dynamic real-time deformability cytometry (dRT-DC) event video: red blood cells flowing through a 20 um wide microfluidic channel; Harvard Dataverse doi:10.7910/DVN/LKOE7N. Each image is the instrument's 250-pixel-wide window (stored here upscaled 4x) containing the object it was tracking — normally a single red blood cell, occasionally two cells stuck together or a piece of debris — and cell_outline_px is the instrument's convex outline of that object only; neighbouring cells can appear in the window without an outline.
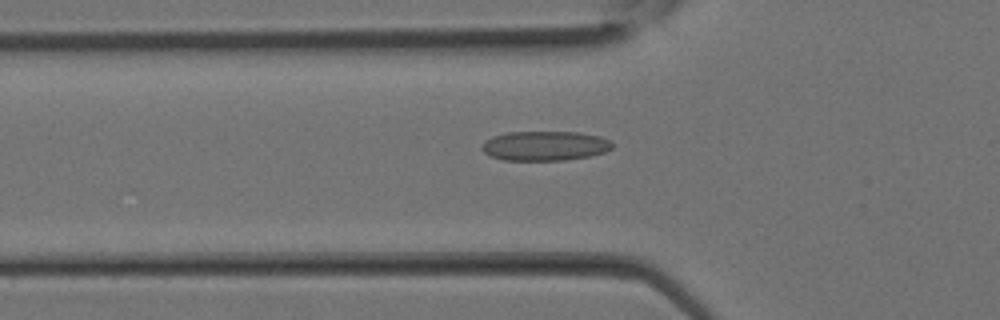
{"species": "Egyptian fruit bat (a non-hibernating species)", "species_latin": "Rousettus aegyptiacus", "temperature_condition": "room temperature", "stored_images_in_passage": 24, "camera_frame_rate_fps": 3000, "um_per_image_px": 0.085, "animal": {"sex": "female"}, "frame": {"image": 1, "passage_image": 4, "time_ms": 1.0, "image_size_px": [1000, 320], "cell_outline_px": [[612, 148], [604, 152], [592, 156], [564, 160], [504, 160], [488, 156], [480, 148], [484, 140], [492, 136], [504, 132], [580, 132], [600, 136], [608, 140], [612, 144]], "centroid_in_image_um": [46.27, 12.39], "position_along_channel_um": 79.5, "area_um2": 22.72}}
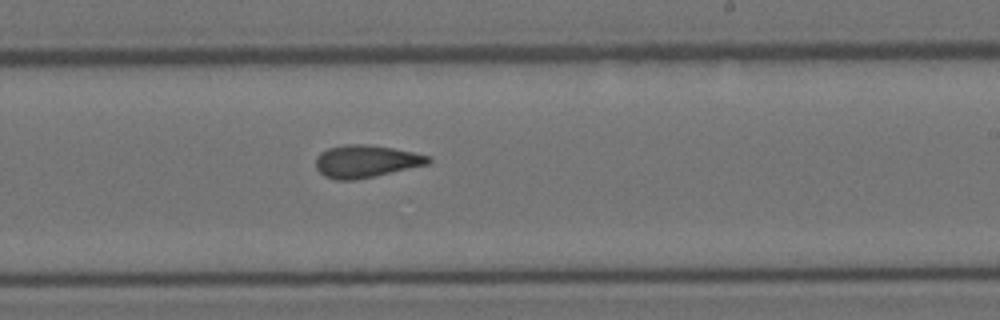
{"frame": {"image": 2, "passage_image": 12, "time_ms": 3.667, "image_size_px": [1000, 320], "cell_outline_px": [[432, 164], [352, 180], [336, 180], [324, 176], [316, 168], [316, 156], [320, 152], [328, 148], [348, 144], [368, 144], [392, 148], [412, 152], [428, 156], [432, 160]], "centroid_in_image_um": [31.1, 13.71], "position_along_channel_um": 257.9, "area_um2": 21.21}}
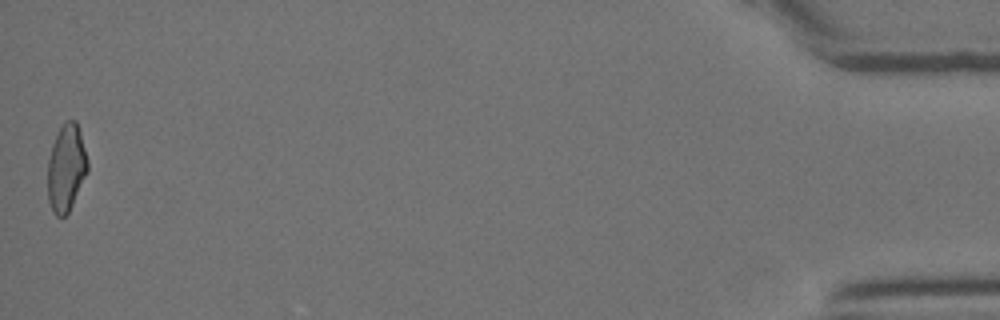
{"frame": {"image": 3, "passage_image": 24, "time_ms": 7.667, "image_size_px": [1000, 320], "cell_outline_px": [[88, 172], [68, 212], [64, 216], [56, 216], [52, 212], [48, 200], [48, 160], [52, 144], [64, 120], [76, 120], [80, 132], [88, 160]], "centroid_in_image_um": [5.63, 14.26], "position_along_channel_um": 429.6, "area_um2": 20.23}}